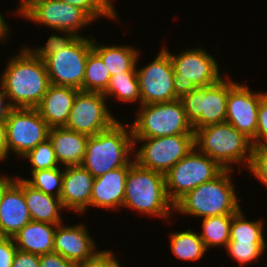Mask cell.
I'll return each mask as SVG.
<instances>
[{"label":"cell","mask_w":267,"mask_h":267,"mask_svg":"<svg viewBox=\"0 0 267 267\" xmlns=\"http://www.w3.org/2000/svg\"><path fill=\"white\" fill-rule=\"evenodd\" d=\"M20 47L0 74V86L12 108H36L50 85L48 73L42 59Z\"/></svg>","instance_id":"1"},{"label":"cell","mask_w":267,"mask_h":267,"mask_svg":"<svg viewBox=\"0 0 267 267\" xmlns=\"http://www.w3.org/2000/svg\"><path fill=\"white\" fill-rule=\"evenodd\" d=\"M234 171L225 169L215 179L187 192L174 204V213L205 218L238 212L241 209V198H238L233 182Z\"/></svg>","instance_id":"2"},{"label":"cell","mask_w":267,"mask_h":267,"mask_svg":"<svg viewBox=\"0 0 267 267\" xmlns=\"http://www.w3.org/2000/svg\"><path fill=\"white\" fill-rule=\"evenodd\" d=\"M122 208L147 217H160L170 223L174 216V204L166 193L165 174L145 169L134 162L126 177Z\"/></svg>","instance_id":"3"},{"label":"cell","mask_w":267,"mask_h":267,"mask_svg":"<svg viewBox=\"0 0 267 267\" xmlns=\"http://www.w3.org/2000/svg\"><path fill=\"white\" fill-rule=\"evenodd\" d=\"M134 158V141L130 124L118 120L110 128L90 136L82 166L93 177L126 166Z\"/></svg>","instance_id":"4"},{"label":"cell","mask_w":267,"mask_h":267,"mask_svg":"<svg viewBox=\"0 0 267 267\" xmlns=\"http://www.w3.org/2000/svg\"><path fill=\"white\" fill-rule=\"evenodd\" d=\"M194 145L224 169L235 170V166H238V171H243L248 169L251 162V140L226 121L196 129Z\"/></svg>","instance_id":"5"},{"label":"cell","mask_w":267,"mask_h":267,"mask_svg":"<svg viewBox=\"0 0 267 267\" xmlns=\"http://www.w3.org/2000/svg\"><path fill=\"white\" fill-rule=\"evenodd\" d=\"M162 48L171 59L174 68V90L179 98L197 88L213 85L225 75L220 73L218 60L209 54L206 48H187L178 54L169 51L167 46L163 45Z\"/></svg>","instance_id":"6"},{"label":"cell","mask_w":267,"mask_h":267,"mask_svg":"<svg viewBox=\"0 0 267 267\" xmlns=\"http://www.w3.org/2000/svg\"><path fill=\"white\" fill-rule=\"evenodd\" d=\"M135 113V120L130 122L133 138L194 134L180 99L140 105Z\"/></svg>","instance_id":"7"},{"label":"cell","mask_w":267,"mask_h":267,"mask_svg":"<svg viewBox=\"0 0 267 267\" xmlns=\"http://www.w3.org/2000/svg\"><path fill=\"white\" fill-rule=\"evenodd\" d=\"M224 170L217 161L194 147L165 174L168 199L175 204L187 192L215 179Z\"/></svg>","instance_id":"8"},{"label":"cell","mask_w":267,"mask_h":267,"mask_svg":"<svg viewBox=\"0 0 267 267\" xmlns=\"http://www.w3.org/2000/svg\"><path fill=\"white\" fill-rule=\"evenodd\" d=\"M133 141L134 161L140 167L163 174H166L195 147L194 134L133 138Z\"/></svg>","instance_id":"9"},{"label":"cell","mask_w":267,"mask_h":267,"mask_svg":"<svg viewBox=\"0 0 267 267\" xmlns=\"http://www.w3.org/2000/svg\"><path fill=\"white\" fill-rule=\"evenodd\" d=\"M227 75L213 85L197 88L180 98L194 131L211 124L225 122L230 91V76Z\"/></svg>","instance_id":"10"},{"label":"cell","mask_w":267,"mask_h":267,"mask_svg":"<svg viewBox=\"0 0 267 267\" xmlns=\"http://www.w3.org/2000/svg\"><path fill=\"white\" fill-rule=\"evenodd\" d=\"M92 35L76 37L68 46L44 60L50 84L82 90Z\"/></svg>","instance_id":"11"},{"label":"cell","mask_w":267,"mask_h":267,"mask_svg":"<svg viewBox=\"0 0 267 267\" xmlns=\"http://www.w3.org/2000/svg\"><path fill=\"white\" fill-rule=\"evenodd\" d=\"M5 125L8 156L20 159L48 139L50 128L36 108H12Z\"/></svg>","instance_id":"12"},{"label":"cell","mask_w":267,"mask_h":267,"mask_svg":"<svg viewBox=\"0 0 267 267\" xmlns=\"http://www.w3.org/2000/svg\"><path fill=\"white\" fill-rule=\"evenodd\" d=\"M107 102L103 93L79 90L65 128L88 137L110 128L118 119Z\"/></svg>","instance_id":"13"},{"label":"cell","mask_w":267,"mask_h":267,"mask_svg":"<svg viewBox=\"0 0 267 267\" xmlns=\"http://www.w3.org/2000/svg\"><path fill=\"white\" fill-rule=\"evenodd\" d=\"M141 55L136 63L141 105L180 99L174 90V68L169 54L161 47L153 61L138 68Z\"/></svg>","instance_id":"14"},{"label":"cell","mask_w":267,"mask_h":267,"mask_svg":"<svg viewBox=\"0 0 267 267\" xmlns=\"http://www.w3.org/2000/svg\"><path fill=\"white\" fill-rule=\"evenodd\" d=\"M22 18L51 30L68 31L77 37H87L82 33L84 28L95 23L83 10L61 0L39 1Z\"/></svg>","instance_id":"15"},{"label":"cell","mask_w":267,"mask_h":267,"mask_svg":"<svg viewBox=\"0 0 267 267\" xmlns=\"http://www.w3.org/2000/svg\"><path fill=\"white\" fill-rule=\"evenodd\" d=\"M243 82L238 83L230 78L225 121L252 142L256 138L260 101L267 91H252L251 87L246 85L247 80Z\"/></svg>","instance_id":"16"},{"label":"cell","mask_w":267,"mask_h":267,"mask_svg":"<svg viewBox=\"0 0 267 267\" xmlns=\"http://www.w3.org/2000/svg\"><path fill=\"white\" fill-rule=\"evenodd\" d=\"M83 223L58 224L54 232L53 252L73 263L90 261L100 254L103 249H97L98 245Z\"/></svg>","instance_id":"17"},{"label":"cell","mask_w":267,"mask_h":267,"mask_svg":"<svg viewBox=\"0 0 267 267\" xmlns=\"http://www.w3.org/2000/svg\"><path fill=\"white\" fill-rule=\"evenodd\" d=\"M94 179L82 165L64 167L60 200L66 211L88 214Z\"/></svg>","instance_id":"18"},{"label":"cell","mask_w":267,"mask_h":267,"mask_svg":"<svg viewBox=\"0 0 267 267\" xmlns=\"http://www.w3.org/2000/svg\"><path fill=\"white\" fill-rule=\"evenodd\" d=\"M134 158L124 167L108 171L106 174L95 177L91 198L90 209L117 211L123 207L125 195L126 177L130 166L134 163Z\"/></svg>","instance_id":"19"},{"label":"cell","mask_w":267,"mask_h":267,"mask_svg":"<svg viewBox=\"0 0 267 267\" xmlns=\"http://www.w3.org/2000/svg\"><path fill=\"white\" fill-rule=\"evenodd\" d=\"M31 220L23 190L13 182L0 202V236L13 237Z\"/></svg>","instance_id":"20"},{"label":"cell","mask_w":267,"mask_h":267,"mask_svg":"<svg viewBox=\"0 0 267 267\" xmlns=\"http://www.w3.org/2000/svg\"><path fill=\"white\" fill-rule=\"evenodd\" d=\"M78 89L50 84L36 110L49 128L65 127Z\"/></svg>","instance_id":"21"},{"label":"cell","mask_w":267,"mask_h":267,"mask_svg":"<svg viewBox=\"0 0 267 267\" xmlns=\"http://www.w3.org/2000/svg\"><path fill=\"white\" fill-rule=\"evenodd\" d=\"M14 182L23 190L29 214L33 221L57 225L64 222L61 213L66 209L60 198L45 194L18 176H15Z\"/></svg>","instance_id":"22"},{"label":"cell","mask_w":267,"mask_h":267,"mask_svg":"<svg viewBox=\"0 0 267 267\" xmlns=\"http://www.w3.org/2000/svg\"><path fill=\"white\" fill-rule=\"evenodd\" d=\"M48 138L53 145L55 157L60 166L82 164L88 136L65 127H57L49 129Z\"/></svg>","instance_id":"23"},{"label":"cell","mask_w":267,"mask_h":267,"mask_svg":"<svg viewBox=\"0 0 267 267\" xmlns=\"http://www.w3.org/2000/svg\"><path fill=\"white\" fill-rule=\"evenodd\" d=\"M57 224L31 220L14 236L17 250L43 255L53 252Z\"/></svg>","instance_id":"24"},{"label":"cell","mask_w":267,"mask_h":267,"mask_svg":"<svg viewBox=\"0 0 267 267\" xmlns=\"http://www.w3.org/2000/svg\"><path fill=\"white\" fill-rule=\"evenodd\" d=\"M92 49L101 57L110 75L136 71L140 49L134 45H109L97 42L92 36Z\"/></svg>","instance_id":"25"},{"label":"cell","mask_w":267,"mask_h":267,"mask_svg":"<svg viewBox=\"0 0 267 267\" xmlns=\"http://www.w3.org/2000/svg\"><path fill=\"white\" fill-rule=\"evenodd\" d=\"M192 230L172 231L170 235H168V242H170L169 247L174 258L176 257L178 260L185 262H196L203 259L204 255H206L207 250L198 231L195 232L194 229Z\"/></svg>","instance_id":"26"},{"label":"cell","mask_w":267,"mask_h":267,"mask_svg":"<svg viewBox=\"0 0 267 267\" xmlns=\"http://www.w3.org/2000/svg\"><path fill=\"white\" fill-rule=\"evenodd\" d=\"M107 100L115 99L123 104L141 105V95L137 71H124L122 74L112 75L107 90L103 93ZM111 98V99H110Z\"/></svg>","instance_id":"27"},{"label":"cell","mask_w":267,"mask_h":267,"mask_svg":"<svg viewBox=\"0 0 267 267\" xmlns=\"http://www.w3.org/2000/svg\"><path fill=\"white\" fill-rule=\"evenodd\" d=\"M233 215H219L202 218L200 238L208 252L211 248H226L230 240V230Z\"/></svg>","instance_id":"28"},{"label":"cell","mask_w":267,"mask_h":267,"mask_svg":"<svg viewBox=\"0 0 267 267\" xmlns=\"http://www.w3.org/2000/svg\"><path fill=\"white\" fill-rule=\"evenodd\" d=\"M263 221L247 219L245 212L240 209L233 214L229 242H267Z\"/></svg>","instance_id":"29"},{"label":"cell","mask_w":267,"mask_h":267,"mask_svg":"<svg viewBox=\"0 0 267 267\" xmlns=\"http://www.w3.org/2000/svg\"><path fill=\"white\" fill-rule=\"evenodd\" d=\"M111 75L101 57L92 49L86 60L82 90L104 93L110 83Z\"/></svg>","instance_id":"30"},{"label":"cell","mask_w":267,"mask_h":267,"mask_svg":"<svg viewBox=\"0 0 267 267\" xmlns=\"http://www.w3.org/2000/svg\"><path fill=\"white\" fill-rule=\"evenodd\" d=\"M29 175L30 178H23L19 175L18 177L45 194L60 198L64 167L33 171Z\"/></svg>","instance_id":"31"},{"label":"cell","mask_w":267,"mask_h":267,"mask_svg":"<svg viewBox=\"0 0 267 267\" xmlns=\"http://www.w3.org/2000/svg\"><path fill=\"white\" fill-rule=\"evenodd\" d=\"M225 249L230 259L238 262V267H245L258 263L267 250V242H228Z\"/></svg>","instance_id":"32"},{"label":"cell","mask_w":267,"mask_h":267,"mask_svg":"<svg viewBox=\"0 0 267 267\" xmlns=\"http://www.w3.org/2000/svg\"><path fill=\"white\" fill-rule=\"evenodd\" d=\"M69 5L75 6L83 10L94 22L102 20L103 18L113 19L116 23L119 20V14L115 5L114 0H61ZM116 1V0H115Z\"/></svg>","instance_id":"33"},{"label":"cell","mask_w":267,"mask_h":267,"mask_svg":"<svg viewBox=\"0 0 267 267\" xmlns=\"http://www.w3.org/2000/svg\"><path fill=\"white\" fill-rule=\"evenodd\" d=\"M21 159L27 160L30 163V173L38 170L60 167L49 138L41 142Z\"/></svg>","instance_id":"34"},{"label":"cell","mask_w":267,"mask_h":267,"mask_svg":"<svg viewBox=\"0 0 267 267\" xmlns=\"http://www.w3.org/2000/svg\"><path fill=\"white\" fill-rule=\"evenodd\" d=\"M53 30V33L47 38L44 45L26 46L35 56L42 59L43 61L50 55L56 53L60 49L68 46L77 36L68 31ZM57 33V34H56ZM61 33V34H59ZM31 47V48H30Z\"/></svg>","instance_id":"35"},{"label":"cell","mask_w":267,"mask_h":267,"mask_svg":"<svg viewBox=\"0 0 267 267\" xmlns=\"http://www.w3.org/2000/svg\"><path fill=\"white\" fill-rule=\"evenodd\" d=\"M252 158L248 169L250 175L267 188V145H252Z\"/></svg>","instance_id":"36"},{"label":"cell","mask_w":267,"mask_h":267,"mask_svg":"<svg viewBox=\"0 0 267 267\" xmlns=\"http://www.w3.org/2000/svg\"><path fill=\"white\" fill-rule=\"evenodd\" d=\"M252 145H267V93L260 101L256 138L252 141Z\"/></svg>","instance_id":"37"},{"label":"cell","mask_w":267,"mask_h":267,"mask_svg":"<svg viewBox=\"0 0 267 267\" xmlns=\"http://www.w3.org/2000/svg\"><path fill=\"white\" fill-rule=\"evenodd\" d=\"M16 251L13 237L0 236V267H12Z\"/></svg>","instance_id":"38"},{"label":"cell","mask_w":267,"mask_h":267,"mask_svg":"<svg viewBox=\"0 0 267 267\" xmlns=\"http://www.w3.org/2000/svg\"><path fill=\"white\" fill-rule=\"evenodd\" d=\"M39 263L40 267H74L75 265V263L55 252L39 255Z\"/></svg>","instance_id":"39"},{"label":"cell","mask_w":267,"mask_h":267,"mask_svg":"<svg viewBox=\"0 0 267 267\" xmlns=\"http://www.w3.org/2000/svg\"><path fill=\"white\" fill-rule=\"evenodd\" d=\"M12 267H40L39 255L17 250Z\"/></svg>","instance_id":"40"},{"label":"cell","mask_w":267,"mask_h":267,"mask_svg":"<svg viewBox=\"0 0 267 267\" xmlns=\"http://www.w3.org/2000/svg\"><path fill=\"white\" fill-rule=\"evenodd\" d=\"M101 267H123L113 250H103L101 252Z\"/></svg>","instance_id":"41"},{"label":"cell","mask_w":267,"mask_h":267,"mask_svg":"<svg viewBox=\"0 0 267 267\" xmlns=\"http://www.w3.org/2000/svg\"><path fill=\"white\" fill-rule=\"evenodd\" d=\"M8 157L6 149V125L5 121H0V163L9 160Z\"/></svg>","instance_id":"42"},{"label":"cell","mask_w":267,"mask_h":267,"mask_svg":"<svg viewBox=\"0 0 267 267\" xmlns=\"http://www.w3.org/2000/svg\"><path fill=\"white\" fill-rule=\"evenodd\" d=\"M12 106L8 101V97L4 93V90L0 86V121H5Z\"/></svg>","instance_id":"43"},{"label":"cell","mask_w":267,"mask_h":267,"mask_svg":"<svg viewBox=\"0 0 267 267\" xmlns=\"http://www.w3.org/2000/svg\"><path fill=\"white\" fill-rule=\"evenodd\" d=\"M10 26H11L10 23L7 22V19L5 20V17L0 12V43H4L5 41L6 43H8V39L13 34L12 29H11L12 27Z\"/></svg>","instance_id":"44"},{"label":"cell","mask_w":267,"mask_h":267,"mask_svg":"<svg viewBox=\"0 0 267 267\" xmlns=\"http://www.w3.org/2000/svg\"><path fill=\"white\" fill-rule=\"evenodd\" d=\"M43 0H19V4L16 7V10L13 11L12 15L15 13V16H20V18L37 2Z\"/></svg>","instance_id":"45"},{"label":"cell","mask_w":267,"mask_h":267,"mask_svg":"<svg viewBox=\"0 0 267 267\" xmlns=\"http://www.w3.org/2000/svg\"><path fill=\"white\" fill-rule=\"evenodd\" d=\"M15 181V177L9 174H2L0 172V202L5 190Z\"/></svg>","instance_id":"46"},{"label":"cell","mask_w":267,"mask_h":267,"mask_svg":"<svg viewBox=\"0 0 267 267\" xmlns=\"http://www.w3.org/2000/svg\"><path fill=\"white\" fill-rule=\"evenodd\" d=\"M74 267H101V253L90 261L75 263Z\"/></svg>","instance_id":"47"}]
</instances>
